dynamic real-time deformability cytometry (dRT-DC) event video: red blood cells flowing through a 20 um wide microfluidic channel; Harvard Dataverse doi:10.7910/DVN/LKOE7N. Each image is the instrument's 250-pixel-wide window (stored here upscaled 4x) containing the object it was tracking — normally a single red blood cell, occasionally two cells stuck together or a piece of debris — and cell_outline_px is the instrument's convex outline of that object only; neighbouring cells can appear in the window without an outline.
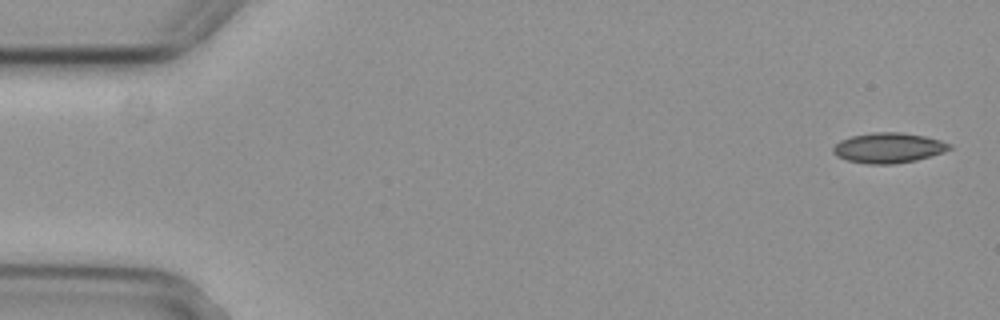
{"species": "common noctule bat (a hibernating species)", "species_latin": "Nyctalus noctula", "temperature_condition": "cold", "stored_images_in_passage": 5, "camera_frame_rate_fps": 3000, "um_per_image_px": 0.085, "animal": {"sex": "female", "body_mass_g": 29.2, "forearm_length_mm": 56.3}, "frame": {"image": 1, "passage_image": 1, "time_ms": 0.0, "image_size_px": [1000, 320], "cell_outline_px": [[952, 148], [944, 152], [916, 160], [896, 164], [868, 164], [848, 160], [836, 156], [832, 152], [832, 148], [840, 140], [852, 136], [872, 132], [900, 132], [924, 136], [940, 140], [952, 144]], "centroid_in_image_um": [75.52, 12.57], "position_along_channel_um": 9.5, "area_um2": 20.52}}
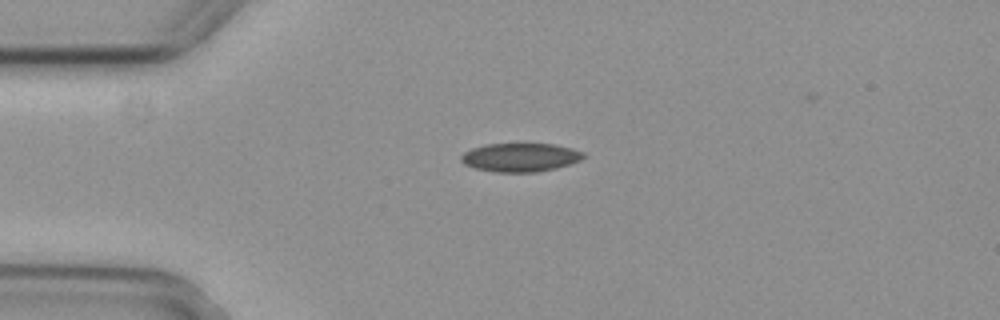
{"frame": {"image": 2, "passage_image": 4, "time_ms": 1.0, "image_size_px": [1000, 320], "cell_outline_px": [[588, 156], [580, 160], [556, 168], [536, 172], [496, 172], [476, 168], [464, 164], [460, 160], [460, 156], [464, 152], [472, 148], [484, 144], [520, 140], [524, 140], [556, 144], [572, 148], [584, 152]], "centroid_in_image_um": [44.24, 13.3], "position_along_channel_um": 40.8, "area_um2": 21.56}}